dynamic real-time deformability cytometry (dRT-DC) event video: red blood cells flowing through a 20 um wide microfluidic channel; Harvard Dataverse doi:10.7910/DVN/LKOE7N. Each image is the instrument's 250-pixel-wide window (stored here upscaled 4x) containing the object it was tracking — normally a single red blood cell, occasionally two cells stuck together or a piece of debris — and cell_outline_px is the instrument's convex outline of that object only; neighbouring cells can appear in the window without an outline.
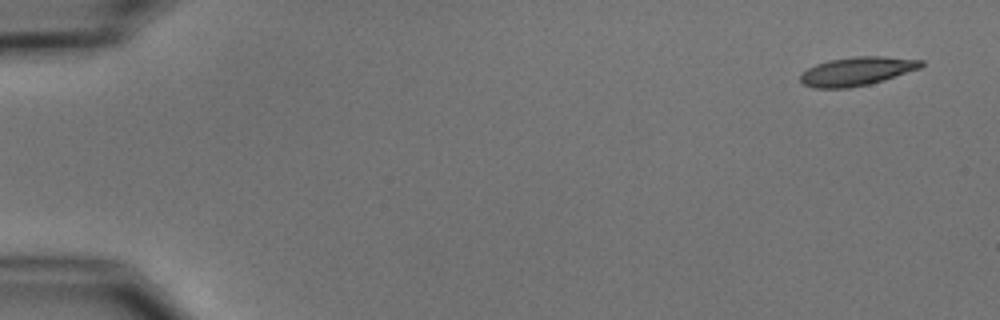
{"species": "common noctule bat (a hibernating species)", "species_latin": "Nyctalus noctula", "temperature_condition": "cold", "stored_images_in_passage": 5, "camera_frame_rate_fps": 3000, "um_per_image_px": 0.085, "animal": {"sex": "male", "body_mass_g": 15.6}, "frame": {"image": 1, "passage_image": 1, "time_ms": 0.0, "image_size_px": [1000, 320], "cell_outline_px": [[924, 64], [920, 68], [884, 80], [868, 84], [848, 88], [812, 88], [804, 84], [800, 80], [800, 76], [808, 68], [816, 64], [828, 60], [852, 56], [884, 56], [924, 60]], "centroid_in_image_um": [72.84, 6.05], "position_along_channel_um": 12.2, "area_um2": 20.17}}
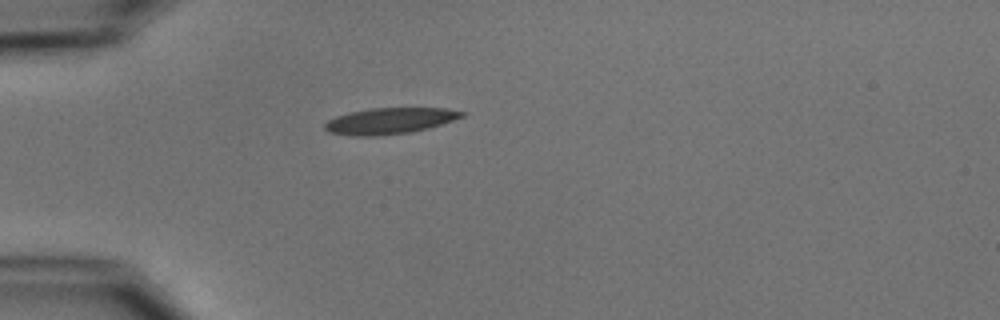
{"frame": {"image": 2, "passage_image": 4, "time_ms": 4.333, "image_size_px": [1000, 320], "cell_outline_px": [[468, 112], [464, 116], [428, 128], [408, 132], [376, 136], [352, 136], [328, 132], [324, 128], [324, 124], [328, 120], [336, 116], [368, 108], [448, 108]], "centroid_in_image_um": [33.12, 10.27], "position_along_channel_um": 51.9, "area_um2": 20.81}}